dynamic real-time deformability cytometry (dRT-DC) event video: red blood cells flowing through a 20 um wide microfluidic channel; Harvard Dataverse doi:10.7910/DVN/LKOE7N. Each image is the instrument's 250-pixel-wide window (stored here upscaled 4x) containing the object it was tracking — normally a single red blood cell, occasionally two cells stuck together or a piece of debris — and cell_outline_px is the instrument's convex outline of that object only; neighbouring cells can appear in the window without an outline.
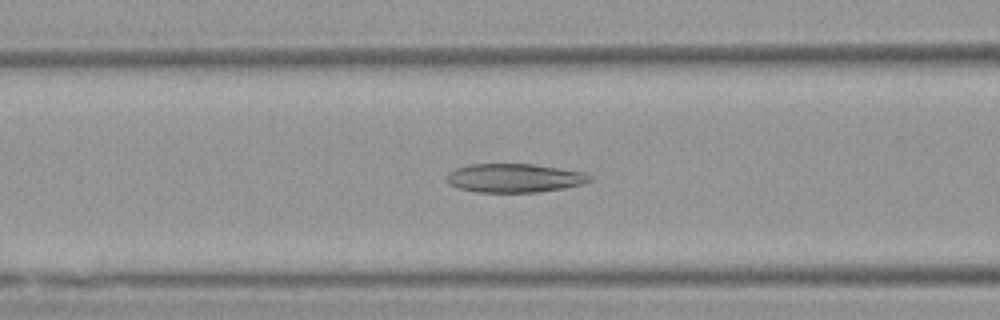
{"species": "Egyptian fruit bat (a non-hibernating species)", "species_latin": "Rousettus aegyptiacus", "temperature_condition": "warm", "stored_images_in_passage": 41, "camera_frame_rate_fps": 3000, "um_per_image_px": 0.085, "animal": {"sex": "female"}, "frame": {"image": 1, "passage_image": 20, "time_ms": 6.333, "image_size_px": [1000, 320], "cell_outline_px": [[592, 180], [580, 184], [564, 188], [536, 192], [476, 192], [460, 188], [448, 184], [444, 180], [444, 176], [448, 172], [456, 168], [468, 164], [532, 164], [560, 168], [584, 172], [592, 176]], "centroid_in_image_um": [43.67, 15.12], "position_along_channel_um": 122.9, "area_um2": 24.1}}
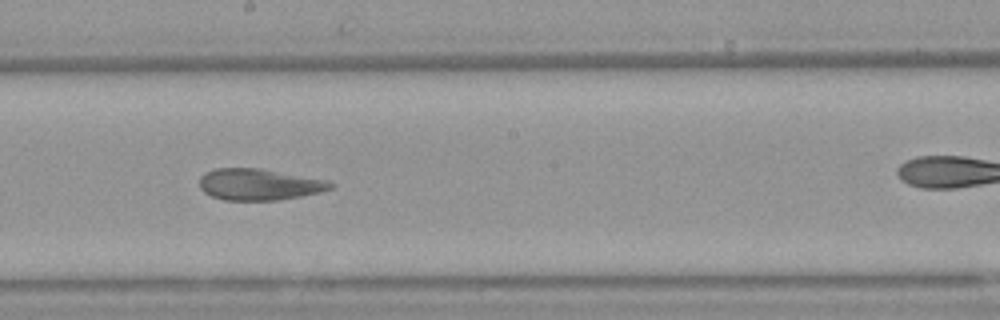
{"frame": {"image": 2, "passage_image": 28, "time_ms": 9.0, "image_size_px": [1000, 320], "cell_outline_px": [[332, 188], [300, 196], [280, 200], [224, 200], [212, 196], [204, 192], [200, 188], [200, 176], [204, 172], [216, 168], [260, 168], [328, 180], [332, 184]], "centroid_in_image_um": [21.97, 15.67], "position_along_channel_um": 226.2, "area_um2": 23.87}}
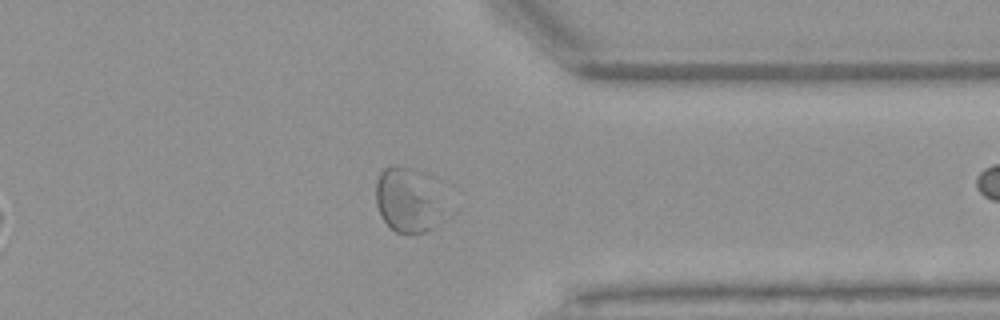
{"frame": {"image": 3, "passage_image": 40, "time_ms": 13.0, "image_size_px": [1000, 320], "cell_outline_px": [[452, 184], [448, 216], [440, 224], [424, 232], [412, 236], [408, 236], [396, 232], [380, 216], [376, 204], [376, 180], [380, 172], [384, 168], [392, 164], [396, 164], [436, 176], [448, 180]], "centroid_in_image_um": [35.01, 16.95], "position_along_channel_um": 376.4, "area_um2": 30.06}}